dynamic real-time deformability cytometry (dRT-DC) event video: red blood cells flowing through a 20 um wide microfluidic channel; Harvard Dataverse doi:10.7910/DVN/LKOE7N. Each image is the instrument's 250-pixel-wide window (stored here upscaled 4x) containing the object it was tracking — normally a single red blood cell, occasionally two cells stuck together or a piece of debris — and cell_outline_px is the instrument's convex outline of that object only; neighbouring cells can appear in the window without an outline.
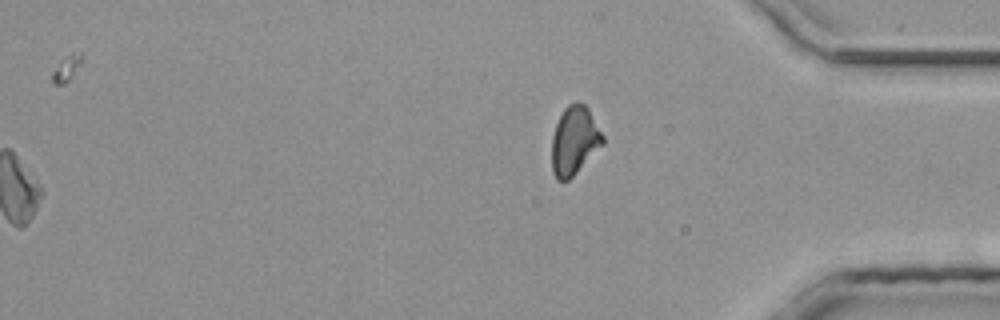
{"species": "common noctule bat (a hibernating species)", "species_latin": "Nyctalus noctula", "temperature_condition": "room temperature", "stored_images_in_passage": 43, "segment_of_instrument_passage": [2, 2], "camera_frame_rate_fps": 3000, "um_per_image_px": 0.085, "animal": {"sex": "male", "body_mass_g": 20.4}, "frame": {"image": 1, "passage_image": 43, "time_ms": 14.0, "image_size_px": [1000, 320], "cell_outline_px": [[604, 144], [568, 180], [556, 180], [552, 172], [552, 136], [556, 124], [564, 108], [568, 104], [576, 100], [584, 104], [588, 108], [604, 136]], "centroid_in_image_um": [48.82, 11.93], "position_along_channel_um": 386.4, "area_um2": 20.35}}